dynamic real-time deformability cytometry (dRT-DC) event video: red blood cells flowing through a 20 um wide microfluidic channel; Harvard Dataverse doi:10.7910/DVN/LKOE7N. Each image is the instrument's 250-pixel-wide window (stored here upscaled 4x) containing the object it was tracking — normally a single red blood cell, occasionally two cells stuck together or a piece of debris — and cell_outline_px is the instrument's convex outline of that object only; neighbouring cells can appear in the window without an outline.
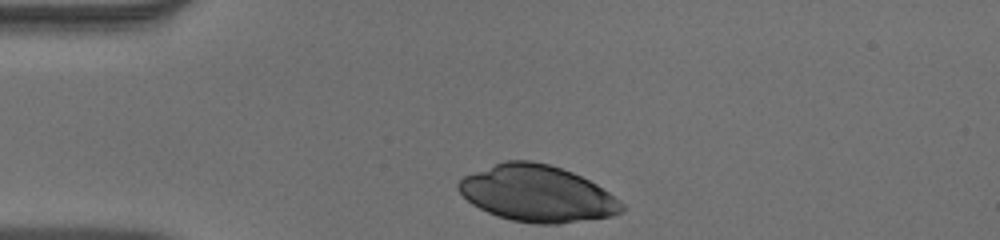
{"species": "human", "species_latin": "Homo sapiens", "temperature_condition": "warm", "stored_images_in_passage": 32, "camera_frame_rate_fps": 3000, "um_per_image_px": 0.085, "donor": {"sex": "male"}, "frame": {"image": 1, "passage_image": 1, "time_ms": 0.0, "image_size_px": [1000, 240], "cell_outline_px": [[624, 212], [612, 216], [560, 224], [536, 224], [512, 220], [488, 212], [472, 204], [456, 188], [456, 184], [464, 176], [504, 160], [532, 160], [548, 164], [572, 172], [596, 184], [620, 200], [624, 204]], "centroid_in_image_um": [45.68, 16.46], "position_along_channel_um": 39.3, "area_um2": 53.52}}
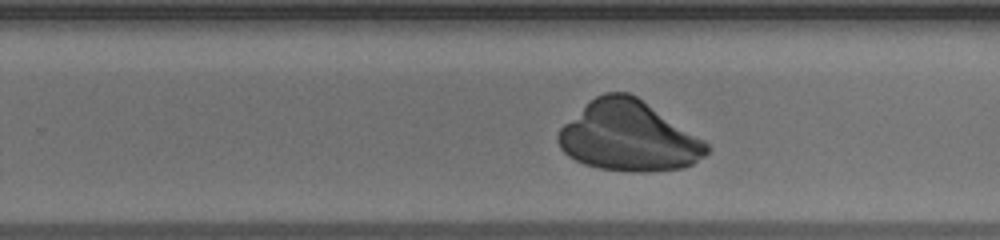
{"frame": {"image": 2, "passage_image": 22, "time_ms": 7.0, "image_size_px": [1000, 240], "cell_outline_px": [[708, 152], [704, 156], [692, 164], [684, 168], [644, 172], [636, 172], [596, 168], [584, 164], [568, 156], [560, 148], [556, 140], [556, 136], [560, 128], [588, 100], [604, 92], [628, 92], [636, 96], [704, 140], [708, 144]], "centroid_in_image_um": [53.39, 11.59], "position_along_channel_um": 276.4, "area_um2": 60.52}}
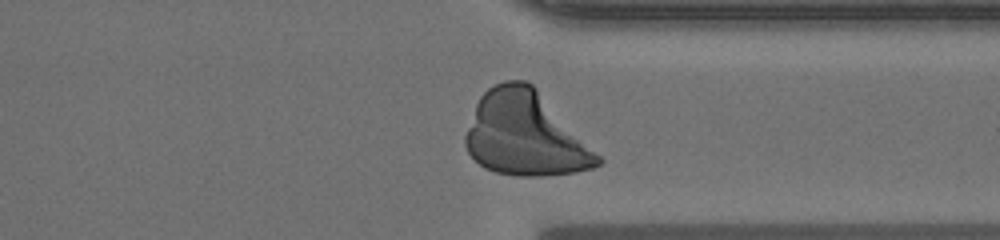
{"frame": {"image": 3, "passage_image": 29, "time_ms": 9.333, "image_size_px": [1000, 240], "cell_outline_px": [[604, 160], [600, 164], [592, 168], [576, 172], [540, 176], [516, 176], [496, 172], [484, 168], [468, 152], [464, 144], [464, 136], [476, 104], [480, 96], [488, 88], [504, 80], [524, 80], [532, 84], [536, 88]], "centroid_in_image_um": [44.62, 11.41], "position_along_channel_um": 366.8, "area_um2": 64.33}}